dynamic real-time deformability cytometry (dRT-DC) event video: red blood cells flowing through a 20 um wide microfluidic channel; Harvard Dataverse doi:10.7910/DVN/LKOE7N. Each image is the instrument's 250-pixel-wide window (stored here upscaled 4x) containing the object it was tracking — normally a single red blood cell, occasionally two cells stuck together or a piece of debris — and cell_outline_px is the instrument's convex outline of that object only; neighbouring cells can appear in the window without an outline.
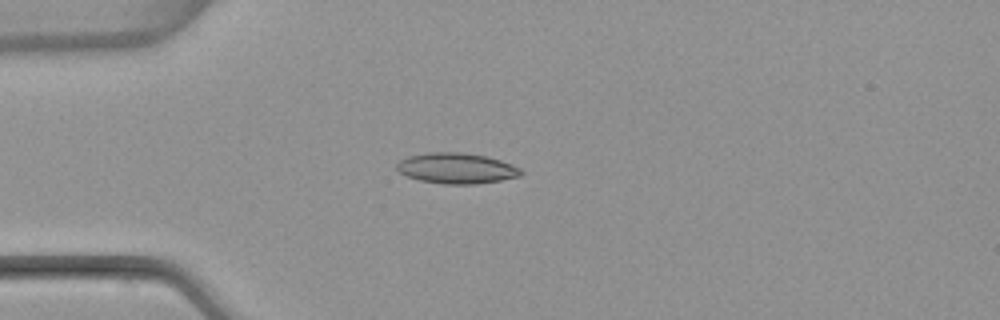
{"species": "common noctule bat (a hibernating species)", "species_latin": "Nyctalus noctula", "temperature_condition": "warm", "stored_images_in_passage": 4, "camera_frame_rate_fps": 3000, "um_per_image_px": 0.085, "animal": {"sex": "female", "body_mass_g": 22.7, "forearm_length_mm": 54.2}, "frame": {"image": 1, "passage_image": 3, "time_ms": 2.667, "image_size_px": [1000, 320], "cell_outline_px": [[524, 172], [520, 176], [500, 180], [476, 184], [444, 184], [420, 180], [408, 176], [400, 172], [396, 168], [396, 164], [400, 160], [408, 156], [428, 152], [464, 152], [488, 156], [512, 164], [520, 168]], "centroid_in_image_um": [38.82, 14.29], "position_along_channel_um": 46.2, "area_um2": 22.25}}